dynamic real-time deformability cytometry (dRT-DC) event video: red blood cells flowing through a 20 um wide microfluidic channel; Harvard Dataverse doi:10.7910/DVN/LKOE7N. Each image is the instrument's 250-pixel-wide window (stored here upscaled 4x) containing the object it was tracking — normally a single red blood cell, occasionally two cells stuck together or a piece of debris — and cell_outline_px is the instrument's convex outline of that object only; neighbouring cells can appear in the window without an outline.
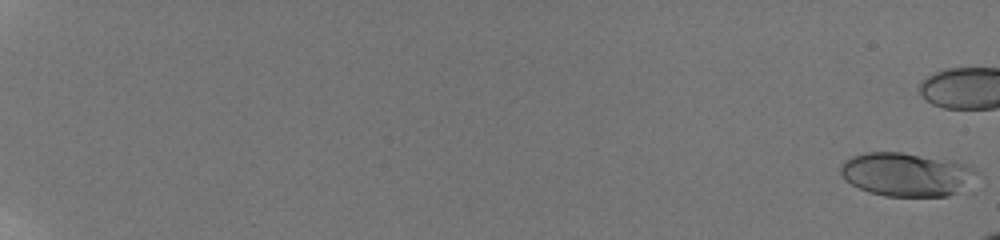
{"species": "human", "species_latin": "Homo sapiens", "temperature_condition": "room temperature", "stored_images_in_passage": 54, "camera_frame_rate_fps": 3000, "um_per_image_px": 0.085, "donor": {"sex": "male"}, "frame": {"image": 1, "passage_image": 1, "time_ms": 0.0, "image_size_px": [1000, 240], "cell_outline_px": [[976, 172], [956, 192], [948, 196], [884, 196], [868, 192], [844, 180], [840, 172], [840, 164], [844, 160], [852, 156], [864, 152], [900, 152], [952, 160], [964, 164], [972, 168]], "centroid_in_image_um": [76.92, 14.81], "position_along_channel_um": 8.1, "area_um2": 34.04}}
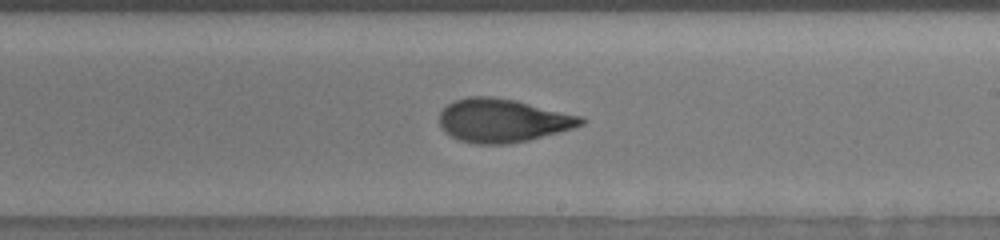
{"frame": {"image": 2, "passage_image": 40, "time_ms": 13.0, "image_size_px": [1000, 240], "cell_outline_px": [[588, 120], [584, 124], [572, 128], [528, 140], [508, 144], [476, 144], [460, 140], [444, 132], [440, 128], [440, 112], [452, 100], [468, 96], [492, 96], [516, 100], [580, 116]], "centroid_in_image_um": [42.69, 10.23], "position_along_channel_um": 246.3, "area_um2": 35.84}}
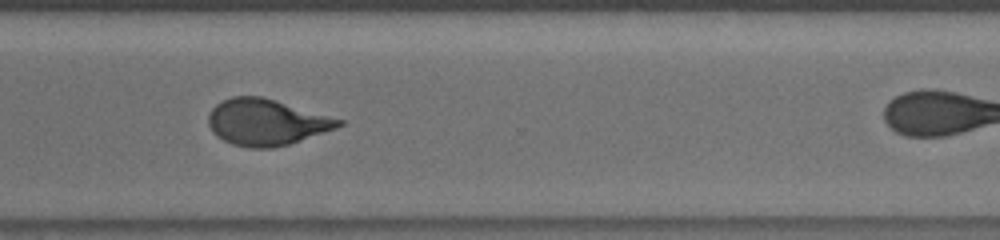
{"frame": {"image": 3, "passage_image": 48, "time_ms": 15.667, "image_size_px": [1000, 240], "cell_outline_px": [[344, 124], [336, 128], [288, 144], [272, 148], [248, 148], [232, 144], [216, 136], [212, 132], [208, 124], [208, 116], [212, 108], [216, 104], [232, 96], [260, 96], [276, 100], [344, 120]], "centroid_in_image_um": [22.61, 10.39], "position_along_channel_um": 348.0, "area_um2": 34.97}}